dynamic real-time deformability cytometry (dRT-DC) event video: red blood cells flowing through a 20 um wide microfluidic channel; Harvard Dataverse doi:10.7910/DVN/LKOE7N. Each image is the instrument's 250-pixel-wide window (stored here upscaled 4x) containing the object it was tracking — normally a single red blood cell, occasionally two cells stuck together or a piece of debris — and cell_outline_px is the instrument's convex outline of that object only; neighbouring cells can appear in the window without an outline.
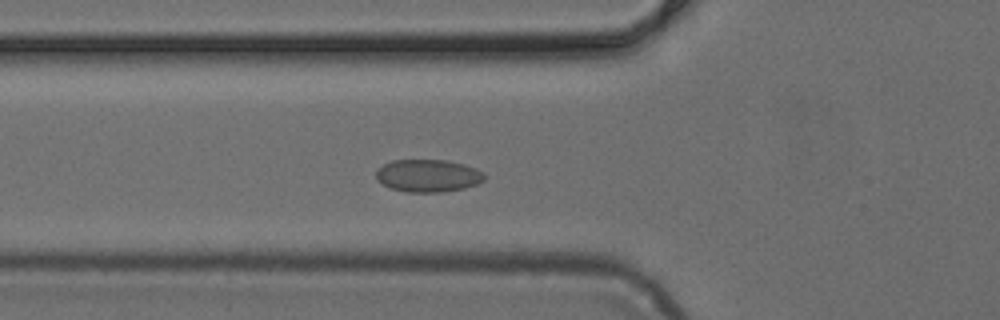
{"species": "common noctule bat (a hibernating species)", "species_latin": "Nyctalus noctula", "temperature_condition": "cold", "stored_images_in_passage": 47, "camera_frame_rate_fps": 3000, "um_per_image_px": 0.085, "animal": {"sex": "female", "body_mass_g": 24.6, "forearm_length_mm": 56.2}, "frame": {"image": 1, "passage_image": 15, "time_ms": 4.667, "image_size_px": [1000, 320], "cell_outline_px": [[484, 180], [476, 184], [464, 188], [444, 192], [408, 192], [392, 188], [376, 180], [376, 172], [384, 164], [392, 160], [448, 160], [464, 164], [476, 168], [484, 172]], "centroid_in_image_um": [36.4, 14.93], "position_along_channel_um": 89.4, "area_um2": 20.52}}
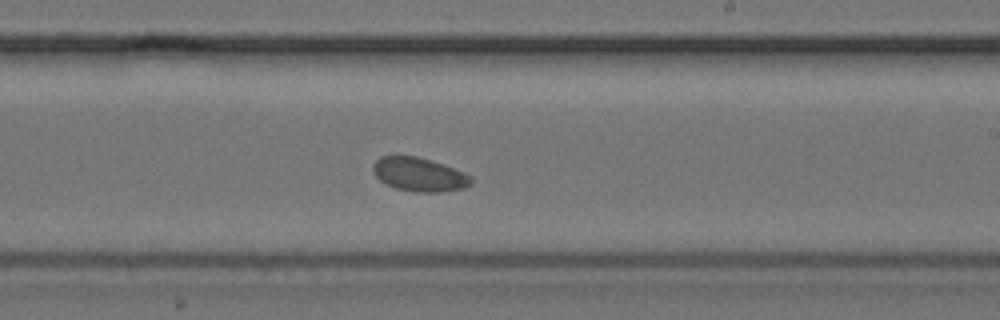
{"frame": {"image": 2, "passage_image": 27, "time_ms": 8.667, "image_size_px": [1000, 320], "cell_outline_px": [[472, 184], [464, 188], [440, 192], [412, 192], [396, 188], [384, 184], [376, 176], [372, 168], [372, 164], [380, 156], [416, 156], [432, 160], [444, 164], [464, 172], [472, 176]], "centroid_in_image_um": [35.64, 14.83], "position_along_channel_um": 253.4, "area_um2": 19.54}}
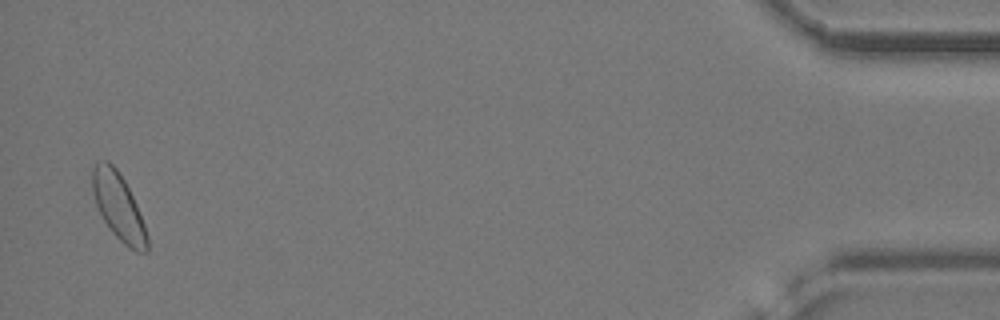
{"frame": {"image": 3, "passage_image": 46, "time_ms": 15.0, "image_size_px": [1000, 320], "cell_outline_px": [[148, 252], [136, 252], [128, 248], [112, 232], [104, 220], [96, 204], [92, 192], [92, 168], [96, 164], [104, 160], [108, 160], [116, 168], [124, 180], [136, 204], [144, 224], [148, 236]], "centroid_in_image_um": [10.08, 17.58], "position_along_channel_um": 425.1, "area_um2": 21.1}}